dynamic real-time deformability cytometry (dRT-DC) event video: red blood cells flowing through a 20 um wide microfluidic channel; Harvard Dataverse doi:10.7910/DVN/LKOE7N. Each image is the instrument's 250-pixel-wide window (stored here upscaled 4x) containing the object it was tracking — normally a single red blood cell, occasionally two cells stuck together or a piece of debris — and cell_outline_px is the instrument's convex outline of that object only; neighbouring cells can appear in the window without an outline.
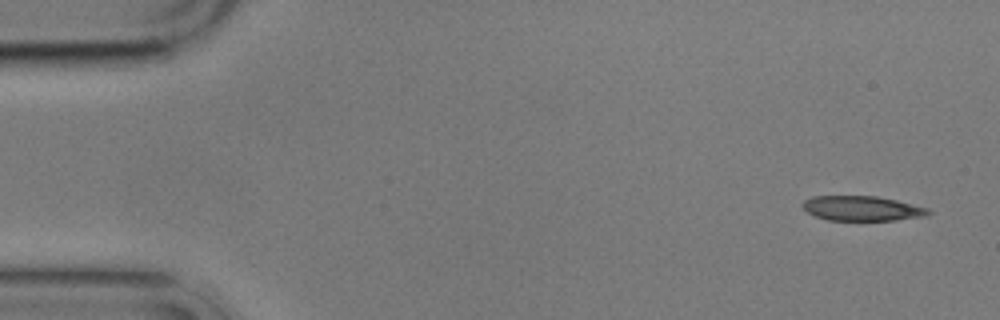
{"species": "common noctule bat (a hibernating species)", "species_latin": "Nyctalus noctula", "temperature_condition": "cold", "stored_images_in_passage": 4, "camera_frame_rate_fps": 3000, "um_per_image_px": 0.085, "animal": {"sex": "male", "body_mass_g": 17.9}, "frame": {"image": 1, "passage_image": 1, "time_ms": 0.0, "image_size_px": [1000, 320], "cell_outline_px": [[932, 212], [924, 216], [896, 220], [828, 220], [816, 216], [808, 212], [800, 204], [804, 200], [812, 196], [876, 196], [896, 200], [928, 208]], "centroid_in_image_um": [73.25, 17.71], "position_along_channel_um": 11.7, "area_um2": 18.09}}
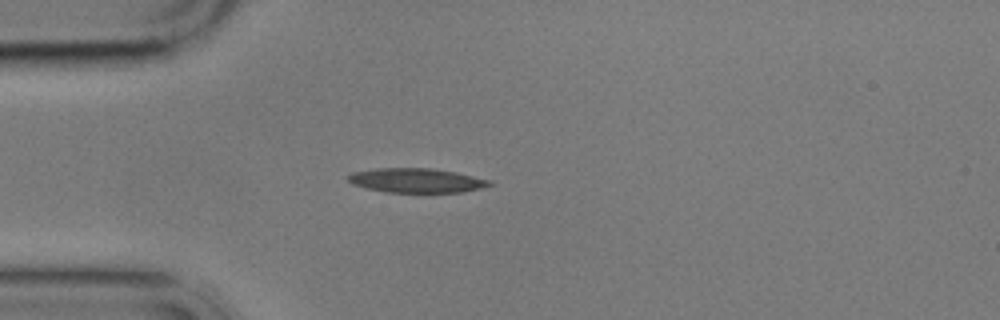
{"frame": {"image": 2, "passage_image": 4, "time_ms": 4.0, "image_size_px": [1000, 320], "cell_outline_px": [[492, 184], [480, 188], [464, 192], [388, 192], [364, 188], [352, 184], [344, 176], [352, 172], [376, 168], [432, 168], [456, 172], [492, 180]], "centroid_in_image_um": [35.36, 15.33], "position_along_channel_um": 49.6, "area_um2": 20.23}}